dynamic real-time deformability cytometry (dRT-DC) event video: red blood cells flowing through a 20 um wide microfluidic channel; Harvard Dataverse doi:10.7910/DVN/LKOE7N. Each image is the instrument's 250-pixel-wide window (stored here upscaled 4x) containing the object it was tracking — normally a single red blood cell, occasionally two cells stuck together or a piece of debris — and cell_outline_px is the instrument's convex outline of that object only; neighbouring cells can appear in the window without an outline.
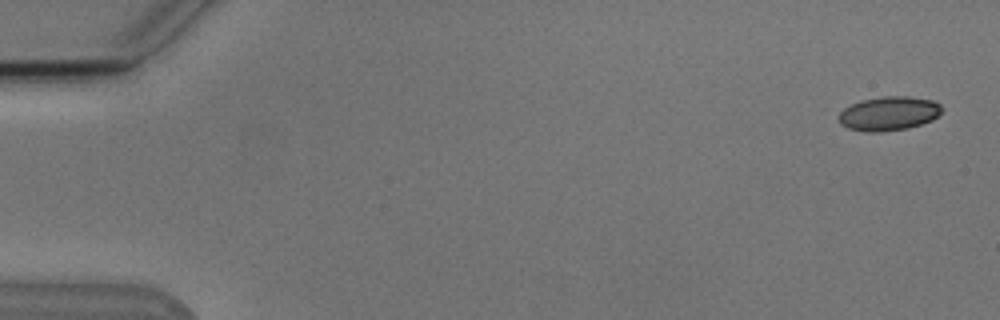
{"species": "Egyptian fruit bat (a non-hibernating species)", "species_latin": "Rousettus aegyptiacus", "temperature_condition": "cold", "stored_images_in_passage": 7, "camera_frame_rate_fps": 3000, "um_per_image_px": 0.085, "animal": {"sex": "male"}, "frame": {"image": 1, "passage_image": 1, "time_ms": 0.0, "image_size_px": [1000, 320], "cell_outline_px": [[940, 112], [932, 120], [908, 128], [880, 132], [868, 132], [848, 128], [840, 124], [840, 112], [844, 108], [860, 100], [884, 96], [908, 96], [932, 100], [940, 104]], "centroid_in_image_um": [75.53, 9.64], "position_along_channel_um": 9.5, "area_um2": 20.29}}
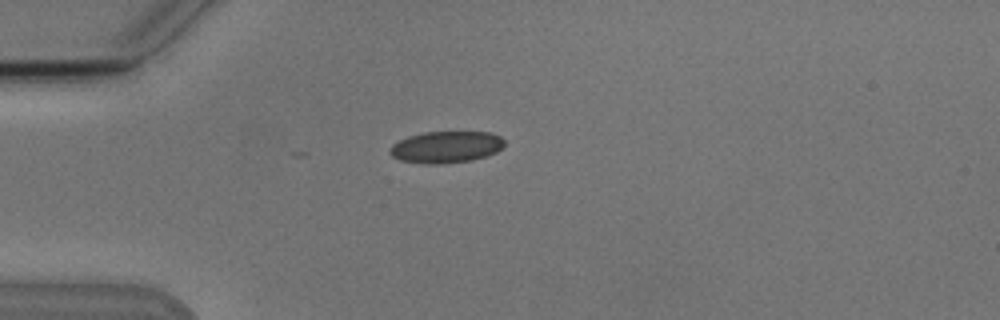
{"frame": {"image": 2, "passage_image": 4, "time_ms": 4.333, "image_size_px": [1000, 320], "cell_outline_px": [[504, 144], [496, 152], [472, 160], [444, 164], [424, 164], [400, 160], [392, 156], [388, 152], [392, 144], [408, 136], [424, 132], [492, 132], [500, 136], [504, 140]], "centroid_in_image_um": [37.89, 12.5], "position_along_channel_um": 47.1, "area_um2": 21.21}}
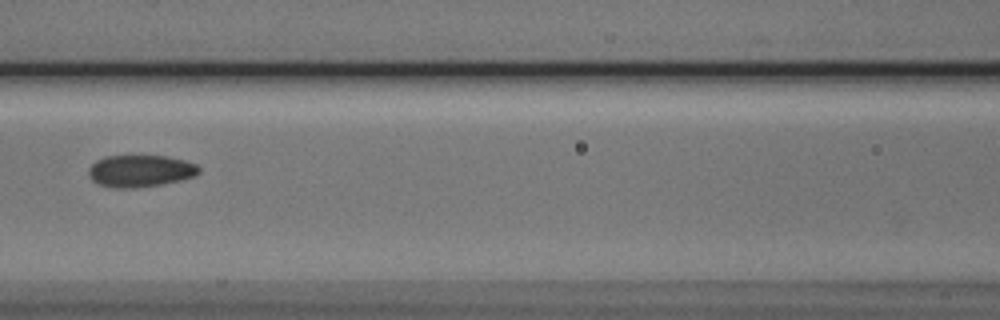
{"frame": {"image": 3, "passage_image": 7, "time_ms": 7.667, "image_size_px": [1000, 320], "cell_outline_px": [[200, 172], [196, 176], [180, 180], [160, 184], [136, 188], [116, 188], [100, 184], [92, 180], [88, 176], [88, 168], [96, 160], [104, 156], [164, 156], [184, 160], [196, 164], [200, 168]], "centroid_in_image_um": [11.92, 14.53], "position_along_channel_um": 154.7, "area_um2": 20.58}}